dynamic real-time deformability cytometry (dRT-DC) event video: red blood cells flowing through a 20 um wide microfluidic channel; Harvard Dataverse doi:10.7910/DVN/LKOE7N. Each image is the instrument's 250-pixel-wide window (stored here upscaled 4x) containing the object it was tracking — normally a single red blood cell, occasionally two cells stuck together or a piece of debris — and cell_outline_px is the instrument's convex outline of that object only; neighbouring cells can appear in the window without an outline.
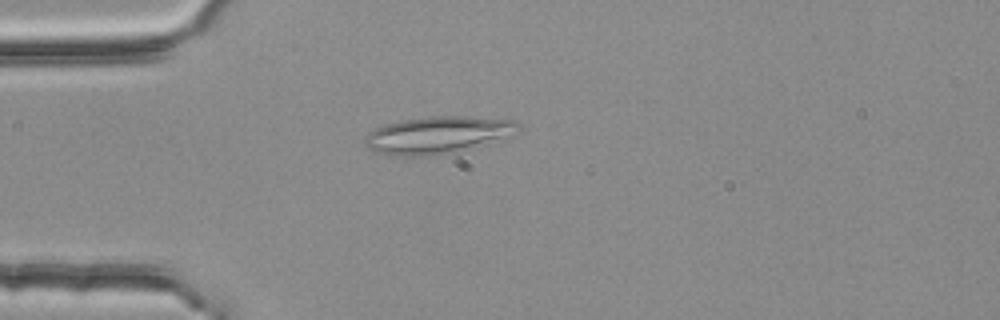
{"species": "common noctule bat (a hibernating species)", "species_latin": "Nyctalus noctula", "temperature_condition": "room temperature", "stored_images_in_passage": 4, "camera_frame_rate_fps": 3000, "um_per_image_px": 0.085, "animal": {"sex": "female", "body_mass_g": 25.1}, "frame": {"image": 1, "passage_image": 4, "time_ms": 1.0, "image_size_px": [1000, 320], "cell_outline_px": [[520, 132], [456, 152], [416, 156], [396, 156], [380, 152], [368, 148], [364, 144], [364, 136], [368, 132], [384, 124], [400, 120], [428, 116], [468, 116], [516, 120], [520, 124]], "centroid_in_image_um": [37.19, 11.45], "position_along_channel_um": 47.8, "area_um2": 33.12}}